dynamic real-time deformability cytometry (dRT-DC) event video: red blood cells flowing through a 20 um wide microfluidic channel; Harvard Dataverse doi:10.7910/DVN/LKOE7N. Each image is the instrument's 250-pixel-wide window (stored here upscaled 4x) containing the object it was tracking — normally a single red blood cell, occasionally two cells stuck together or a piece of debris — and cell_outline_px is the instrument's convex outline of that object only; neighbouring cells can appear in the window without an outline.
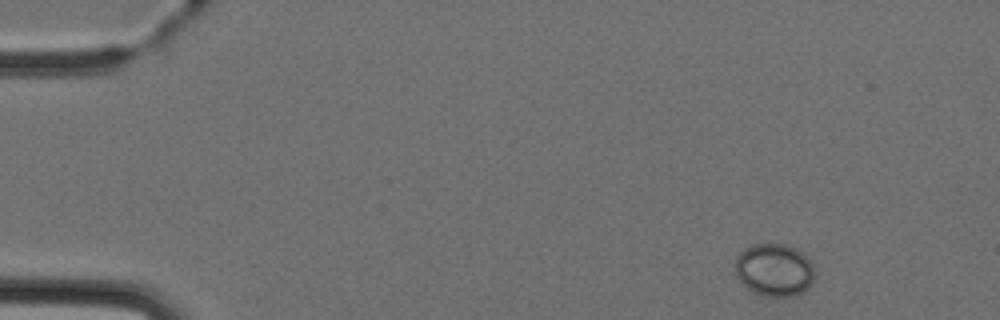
{"species": "Egyptian fruit bat (a non-hibernating species)", "species_latin": "Rousettus aegyptiacus", "temperature_condition": "cold", "stored_images_in_passage": 6, "camera_frame_rate_fps": 3000, "um_per_image_px": 0.085, "animal": {"sex": "female"}, "frame": {"image": 1, "passage_image": 1, "time_ms": 0.0, "image_size_px": [1000, 320], "cell_outline_px": [[812, 280], [808, 288], [792, 296], [764, 296], [748, 288], [736, 276], [736, 256], [744, 248], [752, 244], [788, 244], [796, 248], [812, 264]], "centroid_in_image_um": [65.78, 22.92], "position_along_channel_um": 19.2, "area_um2": 23.99}}
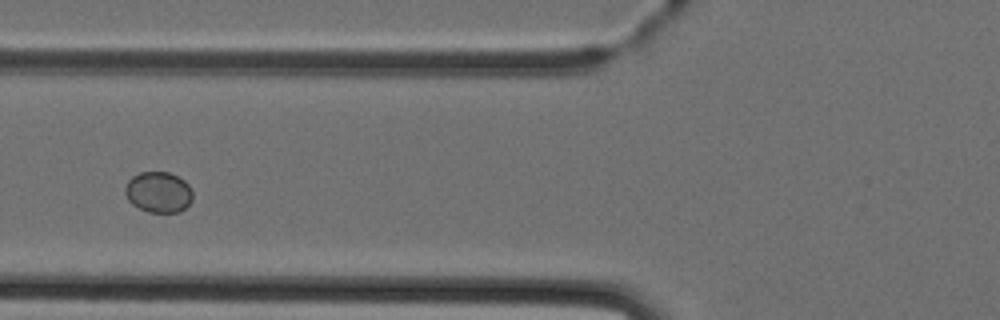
{"frame": {"image": 2, "passage_image": 5, "time_ms": 4.667, "image_size_px": [1000, 320], "cell_outline_px": [[192, 200], [180, 212], [148, 212], [132, 204], [128, 200], [124, 192], [124, 188], [128, 180], [132, 176], [140, 172], [168, 172], [184, 180], [192, 188]], "centroid_in_image_um": [13.46, 16.33], "position_along_channel_um": 112.3, "area_um2": 16.13}}
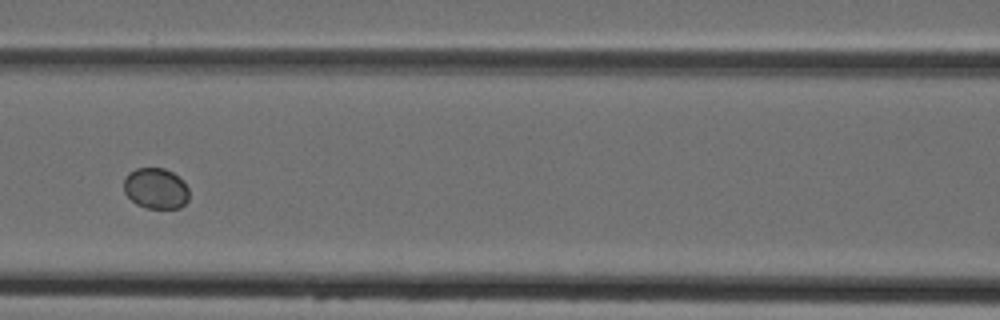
{"frame": {"image": 3, "passage_image": 6, "time_ms": 5.667, "image_size_px": [1000, 320], "cell_outline_px": [[188, 200], [180, 208], [148, 208], [136, 204], [124, 192], [124, 176], [128, 172], [136, 168], [164, 168], [172, 172], [184, 180], [188, 188]], "centroid_in_image_um": [13.24, 16.0], "position_along_channel_um": 153.4, "area_um2": 15.66}}